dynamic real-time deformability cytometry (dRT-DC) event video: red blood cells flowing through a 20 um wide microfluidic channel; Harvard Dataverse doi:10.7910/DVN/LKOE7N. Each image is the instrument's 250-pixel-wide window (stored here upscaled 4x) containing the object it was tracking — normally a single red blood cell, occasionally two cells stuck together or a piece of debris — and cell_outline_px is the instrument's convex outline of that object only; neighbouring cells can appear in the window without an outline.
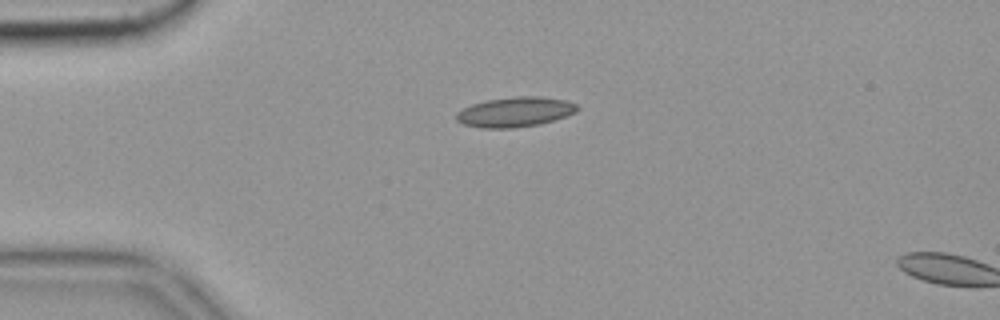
{"species": "common noctule bat (a hibernating species)", "species_latin": "Nyctalus noctula", "temperature_condition": "cold", "stored_images_in_passage": 13, "camera_frame_rate_fps": 3000, "um_per_image_px": 0.085, "animal": {"sex": "female", "body_mass_g": 19.9}, "frame": {"image": 1, "passage_image": 11, "time_ms": 3.333, "image_size_px": [1000, 320], "cell_outline_px": [[580, 108], [576, 112], [540, 124], [512, 128], [484, 128], [464, 124], [456, 120], [456, 112], [472, 104], [484, 100], [516, 96], [540, 96], [564, 100], [576, 104]], "centroid_in_image_um": [43.76, 9.51], "position_along_channel_um": 41.2, "area_um2": 20.98}}